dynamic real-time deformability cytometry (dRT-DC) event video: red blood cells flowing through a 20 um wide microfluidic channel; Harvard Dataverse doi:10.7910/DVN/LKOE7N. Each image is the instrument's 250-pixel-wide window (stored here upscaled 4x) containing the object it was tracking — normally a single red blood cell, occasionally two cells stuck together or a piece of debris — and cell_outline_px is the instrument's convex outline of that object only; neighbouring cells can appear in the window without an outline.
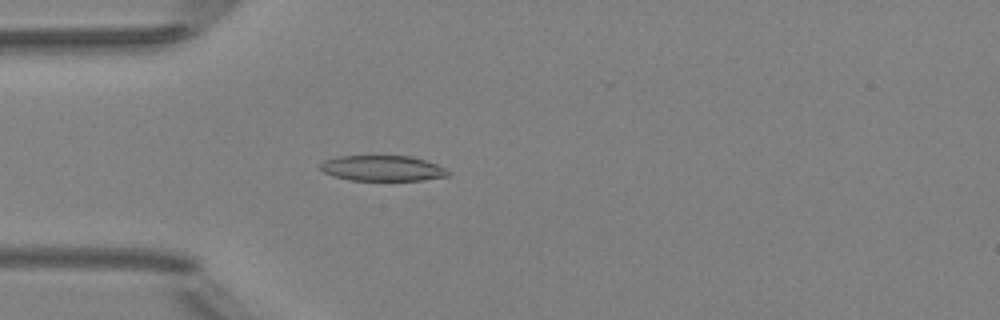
{"species": "Egyptian fruit bat (a non-hibernating species)", "species_latin": "Rousettus aegyptiacus", "temperature_condition": "room temperature", "stored_images_in_passage": 39, "camera_frame_rate_fps": 3000, "um_per_image_px": 0.085, "animal": {"sex": "female"}, "frame": {"image": 1, "passage_image": 7, "time_ms": 2.0, "image_size_px": [1000, 320], "cell_outline_px": [[448, 176], [420, 180], [352, 180], [332, 176], [324, 172], [320, 168], [320, 164], [324, 160], [336, 156], [412, 156], [436, 164], [444, 168], [448, 172]], "centroid_in_image_um": [32.46, 14.3], "position_along_channel_um": 52.5, "area_um2": 18.84}}
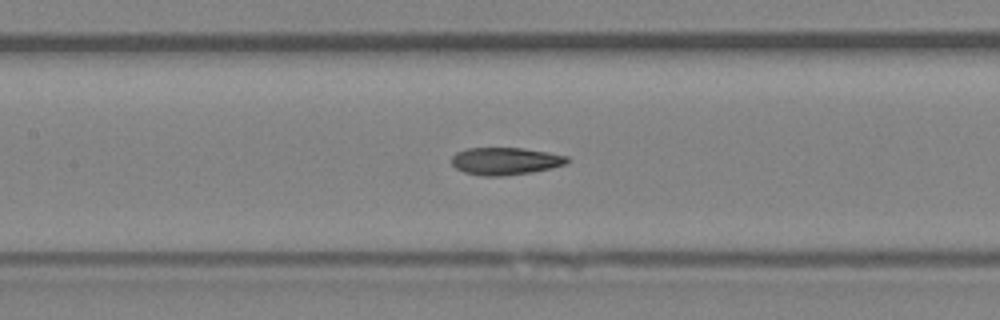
{"frame": {"image": 2, "passage_image": 16, "time_ms": 5.0, "image_size_px": [1000, 320], "cell_outline_px": [[568, 164], [552, 168], [532, 172], [504, 176], [480, 176], [464, 172], [456, 168], [452, 164], [452, 156], [456, 152], [468, 148], [524, 148], [548, 152], [568, 156]], "centroid_in_image_um": [42.97, 13.7], "position_along_channel_um": 164.4, "area_um2": 18.61}}
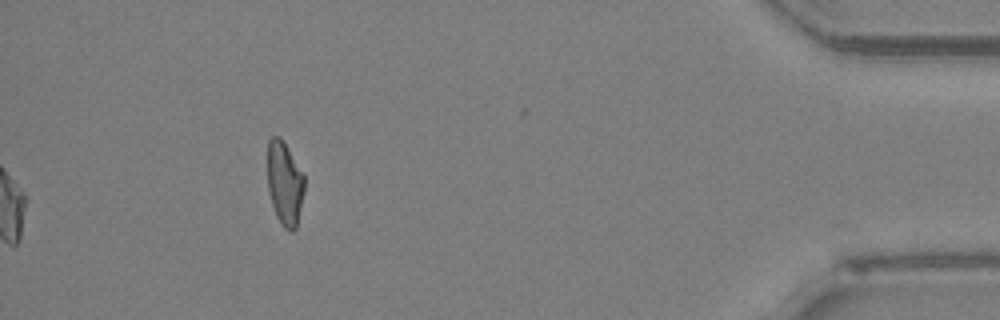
{"frame": {"image": 3, "passage_image": 39, "time_ms": 12.667, "image_size_px": [1000, 320], "cell_outline_px": [[304, 192], [296, 228], [292, 232], [284, 228], [280, 224], [276, 216], [268, 192], [268, 140], [272, 136], [280, 136], [304, 172]], "centroid_in_image_um": [24.2, 15.58], "position_along_channel_um": 411.0, "area_um2": 18.21}, "authors_computed_cell_mechanics": {"area_um2": 18.4382, "velocity_mm_per_s": 4.0005, "shape_relaxation_time_tau1_ms": null, "shape_relaxation_time_tau2_ms": 4.6651, "deformation_change_tau1": null, "deformation_change_tau2": 0.1282}}